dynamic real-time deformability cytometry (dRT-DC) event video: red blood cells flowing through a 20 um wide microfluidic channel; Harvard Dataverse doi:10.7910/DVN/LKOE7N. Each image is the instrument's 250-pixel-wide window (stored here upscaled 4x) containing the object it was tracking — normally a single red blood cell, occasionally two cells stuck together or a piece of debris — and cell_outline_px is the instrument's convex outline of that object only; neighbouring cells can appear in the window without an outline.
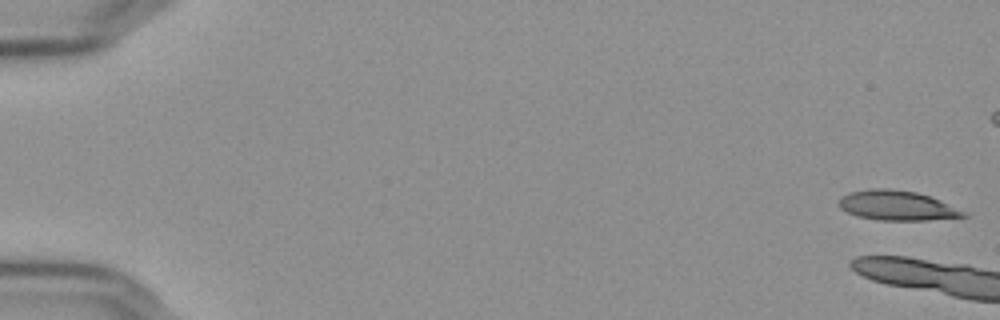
{"species": "Egyptian fruit bat (a non-hibernating species)", "species_latin": "Rousettus aegyptiacus", "temperature_condition": "cold", "stored_images_in_passage": 5, "camera_frame_rate_fps": 3000, "um_per_image_px": 0.085, "frame": {"image": 1, "passage_image": 1, "time_ms": 0.0, "image_size_px": [1000, 320], "cell_outline_px": [[968, 216], [928, 220], [876, 220], [856, 216], [840, 208], [836, 204], [844, 196], [852, 192], [876, 188], [888, 188], [916, 192], [940, 200], [968, 212]], "centroid_in_image_um": [76.27, 17.48], "position_along_channel_um": 8.7, "area_um2": 21.5}}